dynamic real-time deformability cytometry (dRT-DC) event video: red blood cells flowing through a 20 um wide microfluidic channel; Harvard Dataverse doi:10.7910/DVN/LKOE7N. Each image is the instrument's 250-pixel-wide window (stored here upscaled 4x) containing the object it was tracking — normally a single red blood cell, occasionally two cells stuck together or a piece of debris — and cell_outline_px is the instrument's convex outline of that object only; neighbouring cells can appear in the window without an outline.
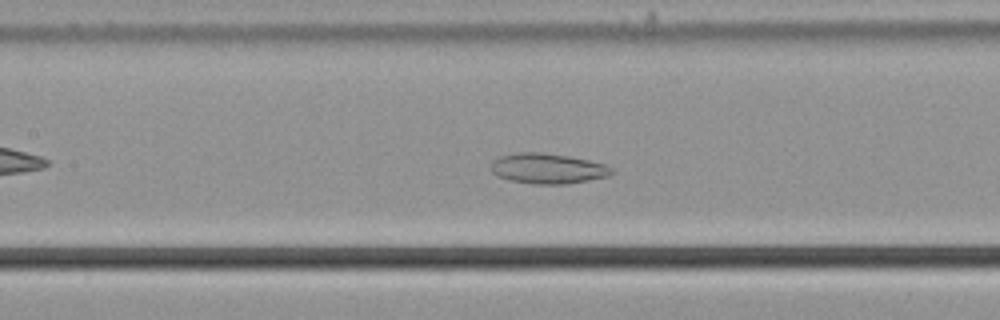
{"species": "common noctule bat (a hibernating species)", "species_latin": "Nyctalus noctula", "temperature_condition": "cold", "stored_images_in_passage": 47, "camera_frame_rate_fps": 3000, "um_per_image_px": 0.085, "animal": {"sex": "male", "body_mass_g": 21.5, "forearm_length_mm": 52.0}, "frame": {"image": 1, "passage_image": 17, "time_ms": 5.333, "image_size_px": [1000, 320], "cell_outline_px": [[616, 172], [608, 176], [568, 184], [532, 184], [508, 180], [496, 176], [492, 172], [492, 160], [500, 156], [516, 152], [540, 152], [568, 156], [608, 164]], "centroid_in_image_um": [46.56, 14.32], "position_along_channel_um": 160.8, "area_um2": 21.56}}
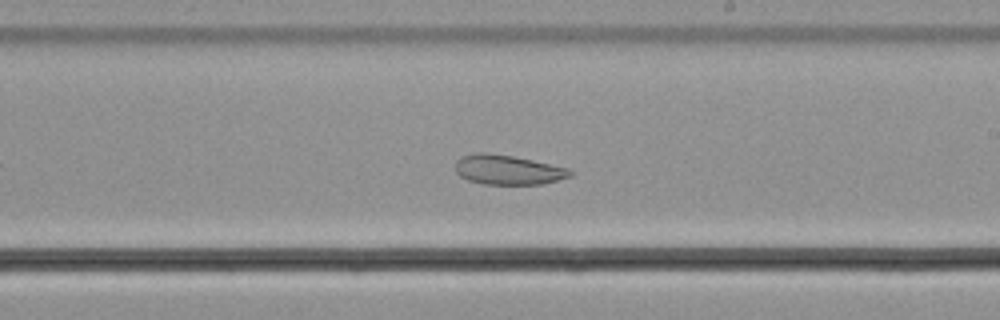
{"frame": {"image": 2, "passage_image": 24, "time_ms": 7.667, "image_size_px": [1000, 320], "cell_outline_px": [[572, 176], [544, 184], [484, 184], [468, 180], [460, 176], [456, 172], [456, 160], [460, 156], [476, 152], [488, 152], [512, 156], [532, 160], [568, 168], [572, 172]], "centroid_in_image_um": [43.15, 14.43], "position_along_channel_um": 245.9, "area_um2": 19.88}}
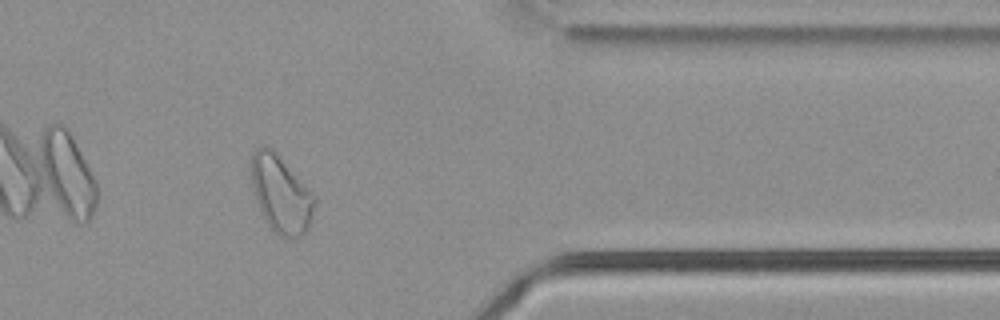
{"frame": {"image": 3, "passage_image": 37, "time_ms": 12.0, "image_size_px": [1000, 320], "cell_outline_px": [[316, 204], [308, 228], [300, 236], [280, 236], [268, 224], [256, 200], [252, 188], [248, 168], [252, 152], [256, 148], [264, 144], [272, 148], [276, 152], [316, 196]], "centroid_in_image_um": [23.84, 16.41], "position_along_channel_um": 387.6, "area_um2": 28.61}, "authors_computed_cell_mechanics": {"area_um2": 26.3568, "velocity_mm_per_s": 3.6536, "shape_relaxation_time_tau1_ms": null, "shape_relaxation_time_tau2_ms": 9.8053, "deformation_change_tau1": null, "deformation_change_tau2": 0.1742}}